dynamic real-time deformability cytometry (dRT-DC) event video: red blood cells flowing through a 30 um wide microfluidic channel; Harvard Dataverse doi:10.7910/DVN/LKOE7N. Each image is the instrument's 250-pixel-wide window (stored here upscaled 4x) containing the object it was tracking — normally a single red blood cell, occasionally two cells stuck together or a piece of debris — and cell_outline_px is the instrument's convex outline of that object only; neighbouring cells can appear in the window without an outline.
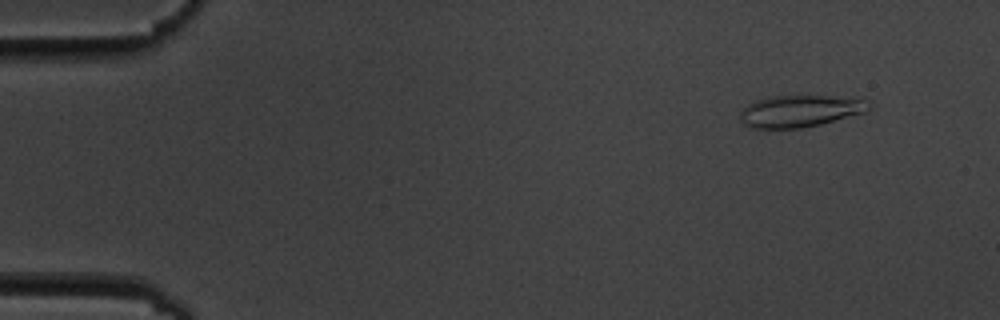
{"species": "common noctule bat (a hibernating species)", "species_latin": "Nyctalus noctula", "temperature_condition": "cold", "stored_images_in_passage": 56, "camera_frame_rate_fps": 3000, "um_per_image_px": 0.085, "animal": {"sex": "male", "body_mass_g": 19.5, "forearm_length_mm": 54.6}, "frame": {"image": 1, "passage_image": 5, "time_ms": 1.333, "image_size_px": [1000, 320], "cell_outline_px": [[872, 108], [868, 112], [820, 124], [800, 128], [752, 128], [744, 124], [740, 120], [740, 112], [748, 104], [756, 100], [768, 96], [828, 96], [868, 100], [872, 104]], "centroid_in_image_um": [68.03, 9.44], "position_along_channel_um": 17.0, "area_um2": 23.99}}
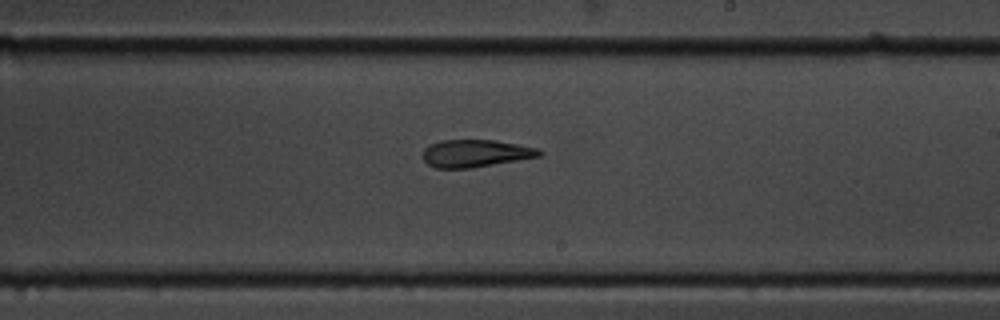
{"frame": {"image": 2, "passage_image": 33, "time_ms": 10.667, "image_size_px": [1000, 320], "cell_outline_px": [[544, 152], [540, 156], [472, 168], [436, 168], [428, 164], [424, 160], [424, 148], [428, 144], [440, 140], [496, 140], [536, 148]], "centroid_in_image_um": [40.39, 13.03], "position_along_channel_um": 248.6, "area_um2": 18.55}}
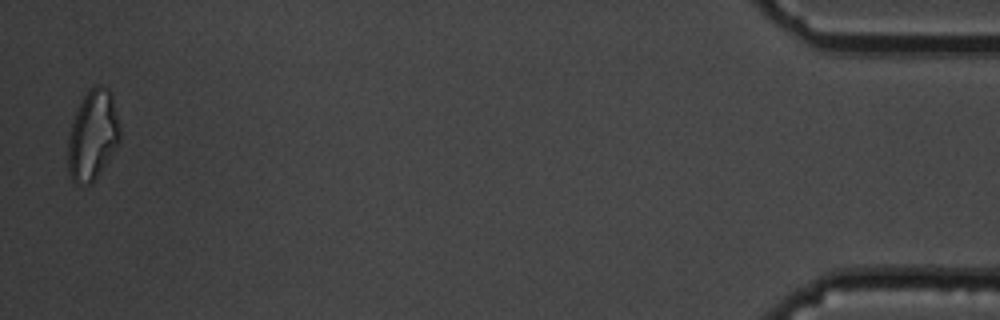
{"frame": {"image": 3, "passage_image": 55, "time_ms": 18.0, "image_size_px": [1000, 320], "cell_outline_px": [[120, 140], [92, 184], [76, 184], [72, 180], [68, 172], [68, 140], [72, 124], [76, 112], [84, 96], [92, 88], [100, 84], [108, 88], [112, 92], [120, 128]], "centroid_in_image_um": [7.89, 11.5], "position_along_channel_um": 427.3, "area_um2": 26.93}, "authors_computed_cell_mechanics": {"area_um2": 20.7791, "velocity_mm_per_s": 3.599, "shape_relaxation_time_tau1_ms": 7.6646, "shape_relaxation_time_tau2_ms": 3.1176, "deformation_change_tau1": 0.1932, "deformation_change_tau2": 0.1161}}